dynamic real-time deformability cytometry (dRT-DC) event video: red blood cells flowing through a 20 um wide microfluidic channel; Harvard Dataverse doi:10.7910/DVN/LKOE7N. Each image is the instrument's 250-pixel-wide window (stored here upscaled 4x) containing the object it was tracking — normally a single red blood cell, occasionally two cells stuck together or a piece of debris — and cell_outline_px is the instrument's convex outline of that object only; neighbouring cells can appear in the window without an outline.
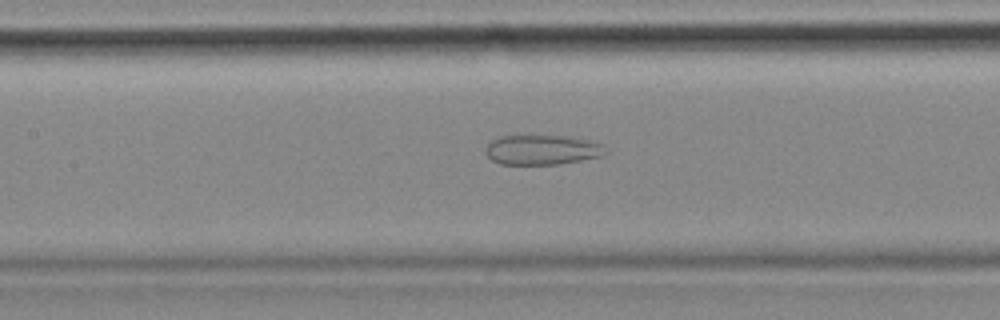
{"species": "common noctule bat (a hibernating species)", "species_latin": "Nyctalus noctula", "temperature_condition": "cold", "stored_images_in_passage": 56, "camera_frame_rate_fps": 3000, "um_per_image_px": 0.085, "animal": {"sex": "female", "body_mass_g": 18.4}, "frame": {"image": 1, "passage_image": 25, "time_ms": 8.0, "image_size_px": [1000, 320], "cell_outline_px": [[604, 144], [600, 156], [560, 164], [500, 164], [492, 160], [488, 156], [488, 144], [492, 140], [500, 136], [564, 136], [592, 140]], "centroid_in_image_um": [46.07, 12.73], "position_along_channel_um": 161.3, "area_um2": 20.4}}